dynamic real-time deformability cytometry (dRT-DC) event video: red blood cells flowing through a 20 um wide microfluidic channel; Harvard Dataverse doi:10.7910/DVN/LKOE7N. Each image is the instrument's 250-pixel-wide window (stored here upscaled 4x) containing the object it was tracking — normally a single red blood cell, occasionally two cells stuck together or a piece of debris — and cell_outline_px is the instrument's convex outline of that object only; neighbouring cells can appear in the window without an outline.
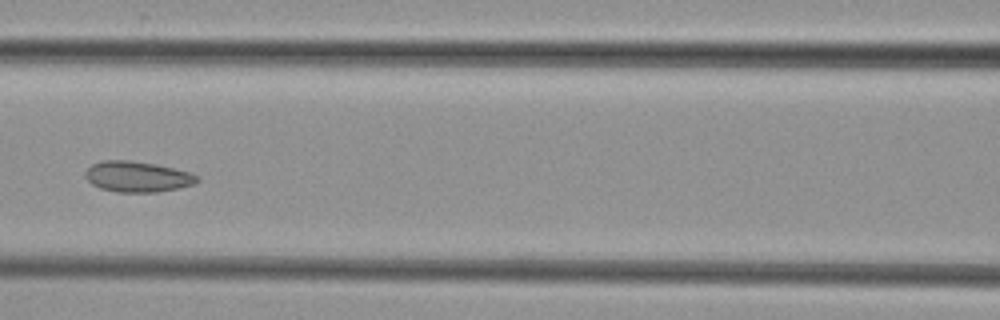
{"species": "common noctule bat (a hibernating species)", "species_latin": "Nyctalus noctula", "temperature_condition": "cold", "stored_images_in_passage": 7, "camera_frame_rate_fps": 3000, "um_per_image_px": 0.085, "animal": {"sex": "female", "body_mass_g": 29.2, "forearm_length_mm": 56.3}, "frame": {"image": 1, "passage_image": 6, "time_ms": 7.0, "image_size_px": [1000, 320], "cell_outline_px": [[200, 180], [192, 184], [180, 188], [156, 192], [116, 192], [100, 188], [92, 184], [84, 176], [84, 172], [92, 164], [100, 160], [128, 160], [156, 164], [188, 172], [200, 176]], "centroid_in_image_um": [11.66, 15.01], "position_along_channel_um": 154.9, "area_um2": 20.06}}
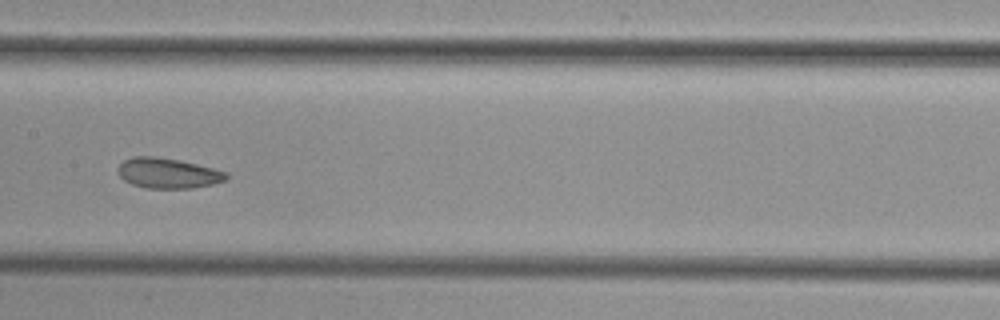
{"frame": {"image": 2, "passage_image": 7, "time_ms": 8.0, "image_size_px": [1000, 320], "cell_outline_px": [[228, 180], [212, 184], [192, 188], [144, 188], [132, 184], [124, 180], [116, 172], [120, 164], [124, 160], [132, 156], [156, 156], [180, 160], [228, 172]], "centroid_in_image_um": [14.27, 14.71], "position_along_channel_um": 193.1, "area_um2": 19.25}}